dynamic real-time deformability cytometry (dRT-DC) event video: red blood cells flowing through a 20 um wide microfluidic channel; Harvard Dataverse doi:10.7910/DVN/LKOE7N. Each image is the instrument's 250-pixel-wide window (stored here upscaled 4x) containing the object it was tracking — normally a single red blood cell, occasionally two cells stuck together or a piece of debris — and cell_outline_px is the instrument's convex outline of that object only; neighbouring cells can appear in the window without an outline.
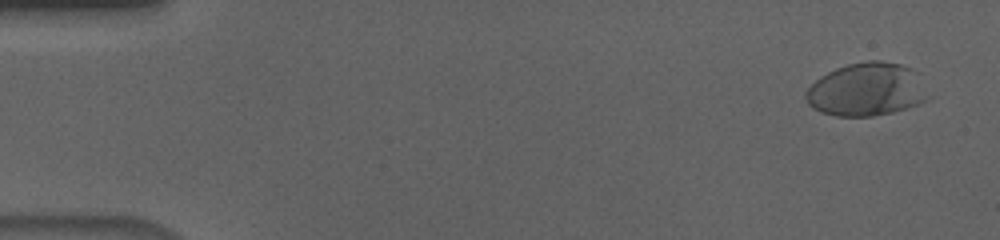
{"species": "human", "species_latin": "Homo sapiens", "temperature_condition": "cold", "stored_images_in_passage": 57, "camera_frame_rate_fps": 3000, "um_per_image_px": 0.085, "donor": {"sex": "male"}, "frame": {"image": 1, "passage_image": 3, "time_ms": 0.667, "image_size_px": [1000, 240], "cell_outline_px": [[932, 96], [928, 100], [892, 112], [872, 116], [836, 116], [820, 112], [812, 108], [808, 104], [804, 96], [804, 92], [820, 76], [836, 68], [848, 64], [868, 60], [880, 60], [900, 64], [912, 68]], "centroid_in_image_um": [73.66, 7.61], "position_along_channel_um": 11.3, "area_um2": 38.09}}
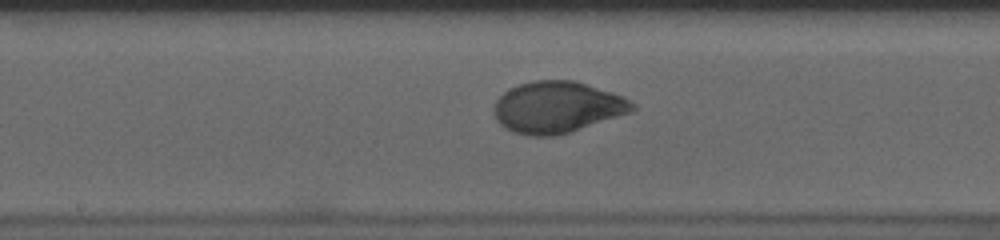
{"frame": {"image": 2, "passage_image": 30, "time_ms": 9.667, "image_size_px": [1000, 240], "cell_outline_px": [[636, 108], [632, 112], [556, 136], [528, 136], [512, 132], [504, 128], [496, 120], [492, 112], [492, 108], [496, 100], [504, 92], [520, 84], [532, 80], [576, 80], [624, 96], [636, 104]], "centroid_in_image_um": [47.35, 9.11], "position_along_channel_um": 200.9, "area_um2": 41.85}}
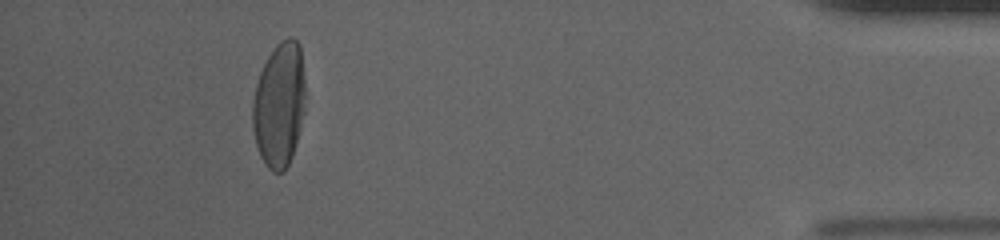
{"frame": {"image": 3, "passage_image": 52, "time_ms": 17.0, "image_size_px": [1000, 240], "cell_outline_px": [[304, 112], [300, 128], [292, 156], [284, 172], [272, 172], [264, 164], [260, 156], [256, 144], [252, 128], [252, 104], [256, 84], [260, 72], [268, 56], [276, 44], [280, 40], [288, 36], [292, 36], [300, 44], [304, 80]], "centroid_in_image_um": [23.72, 8.9], "position_along_channel_um": 411.5, "area_um2": 38.55}, "authors_computed_cell_mechanics": {"area_um2": 39.0728, "velocity_mm_per_s": 3.6463, "shape_relaxation_time_tau1_ms": 5.1417, "shape_relaxation_time_tau2_ms": null, "deformation_change_tau1": 0.2023, "deformation_change_tau2": null}}